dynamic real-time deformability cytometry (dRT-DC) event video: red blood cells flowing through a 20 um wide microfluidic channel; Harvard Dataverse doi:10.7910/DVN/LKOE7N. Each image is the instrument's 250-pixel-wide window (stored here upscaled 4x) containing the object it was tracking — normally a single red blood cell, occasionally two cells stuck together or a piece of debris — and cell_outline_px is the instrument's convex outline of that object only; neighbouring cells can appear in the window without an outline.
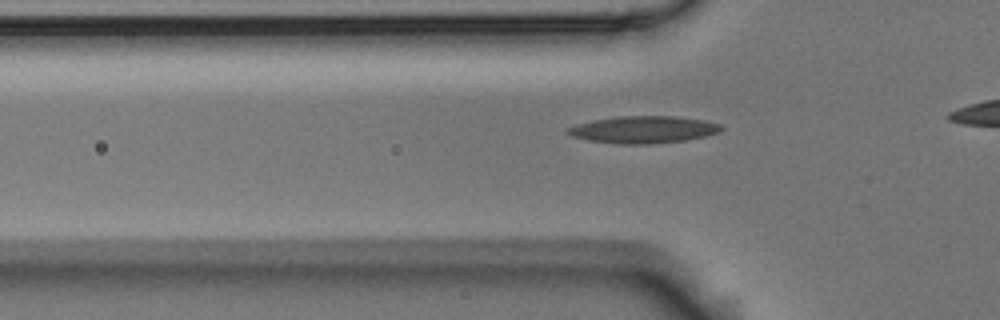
{"species": "Egyptian fruit bat (a non-hibernating species)", "species_latin": "Rousettus aegyptiacus", "temperature_condition": "room temperature", "stored_images_in_passage": 28, "camera_frame_rate_fps": 3000, "um_per_image_px": 0.085, "animal": {"sex": "male"}, "frame": {"image": 1, "passage_image": 2, "time_ms": 0.333, "image_size_px": [1000, 320], "cell_outline_px": [[724, 128], [720, 132], [704, 136], [684, 140], [648, 144], [620, 144], [588, 140], [572, 136], [564, 132], [568, 128], [576, 124], [592, 120], [616, 116], [676, 116], [704, 120], [720, 124]], "centroid_in_image_um": [54.67, 11.01], "position_along_channel_um": 71.1, "area_um2": 24.28}}
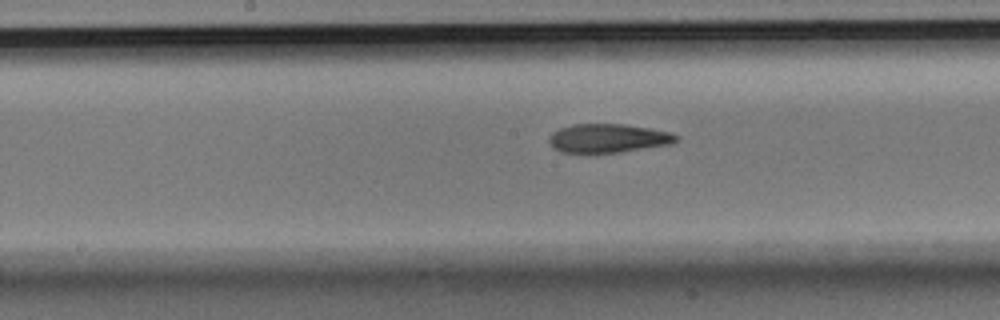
{"frame": {"image": 2, "passage_image": 12, "time_ms": 3.667, "image_size_px": [1000, 320], "cell_outline_px": [[676, 140], [672, 144], [620, 152], [560, 152], [552, 148], [548, 144], [548, 136], [552, 132], [560, 128], [572, 124], [624, 124], [652, 128], [668, 132], [676, 136]], "centroid_in_image_um": [51.62, 11.74], "position_along_channel_um": 196.6, "area_um2": 21.33}}
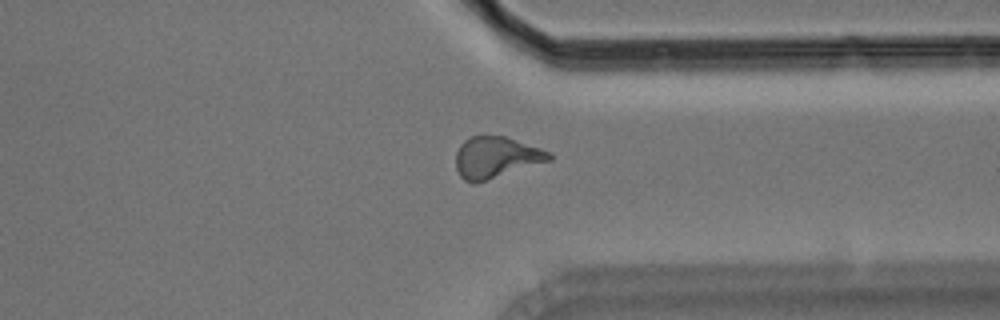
{"frame": {"image": 3, "passage_image": 26, "time_ms": 8.333, "image_size_px": [1000, 320], "cell_outline_px": [[552, 160], [484, 180], [464, 180], [460, 176], [456, 168], [456, 152], [460, 144], [464, 140], [472, 136], [504, 136], [552, 152]], "centroid_in_image_um": [42.17, 13.34], "position_along_channel_um": 369.2, "area_um2": 21.91}}